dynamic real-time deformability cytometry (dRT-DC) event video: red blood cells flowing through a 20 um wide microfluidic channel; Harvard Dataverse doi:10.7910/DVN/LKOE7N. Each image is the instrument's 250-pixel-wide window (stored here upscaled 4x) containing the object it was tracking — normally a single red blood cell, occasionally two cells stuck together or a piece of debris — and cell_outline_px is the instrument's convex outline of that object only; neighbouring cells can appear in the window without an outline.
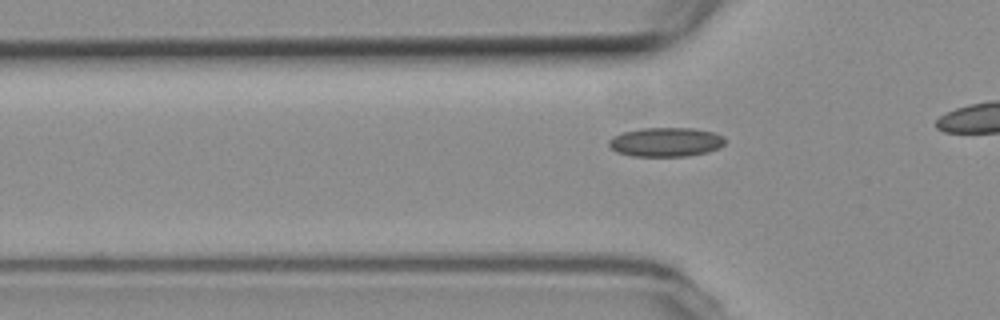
{"species": "common noctule bat (a hibernating species)", "species_latin": "Nyctalus noctula", "temperature_condition": "room temperature", "stored_images_in_passage": 17, "camera_frame_rate_fps": 3000, "um_per_image_px": 0.085, "animal": {"sex": "female", "body_mass_g": 19.3, "forearm_length_mm": 54.1}, "frame": {"image": 1, "passage_image": 4, "time_ms": 1.0, "image_size_px": [1000, 320], "cell_outline_px": [[724, 144], [720, 148], [708, 152], [688, 156], [632, 156], [616, 152], [608, 144], [608, 140], [612, 136], [624, 132], [640, 128], [692, 128], [712, 132], [724, 136]], "centroid_in_image_um": [56.59, 12.08], "position_along_channel_um": 69.2, "area_um2": 19.83}}
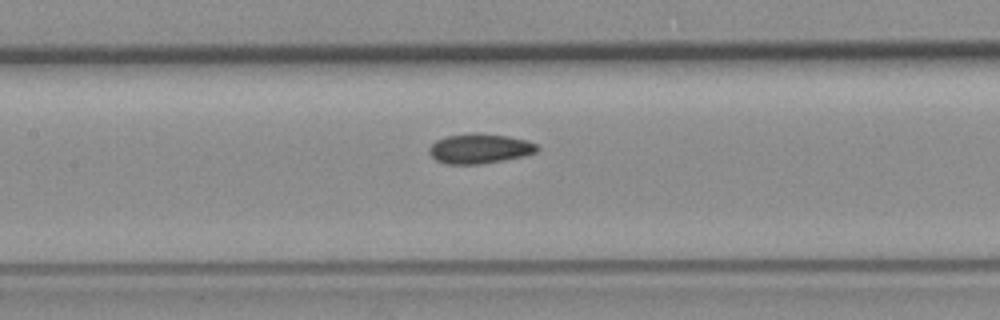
{"frame": {"image": 2, "passage_image": 12, "time_ms": 3.667, "image_size_px": [1000, 320], "cell_outline_px": [[540, 148], [536, 152], [504, 160], [476, 164], [448, 164], [436, 160], [428, 152], [428, 148], [436, 140], [444, 136], [476, 132], [508, 136], [528, 140], [536, 144]], "centroid_in_image_um": [40.75, 12.61], "position_along_channel_um": 166.7, "area_um2": 18.79}}
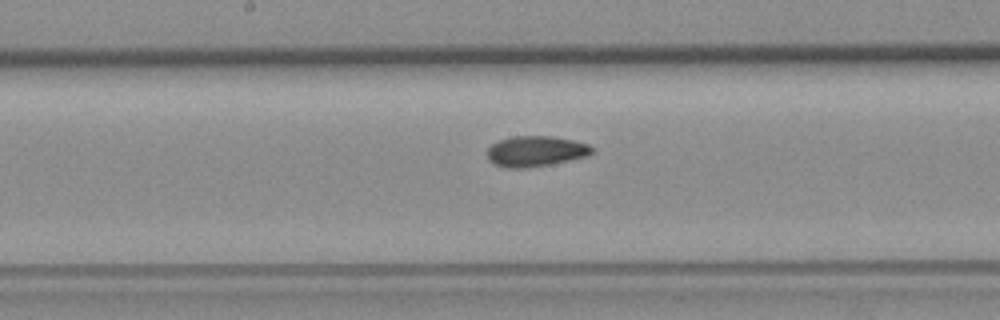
{"frame": {"image": 3, "passage_image": 15, "time_ms": 4.667, "image_size_px": [1000, 320], "cell_outline_px": [[592, 152], [588, 156], [548, 164], [524, 168], [508, 168], [496, 164], [488, 160], [488, 148], [492, 144], [500, 140], [512, 136], [552, 136], [572, 140], [588, 144], [592, 148]], "centroid_in_image_um": [45.52, 12.85], "position_along_channel_um": 202.7, "area_um2": 18.38}}